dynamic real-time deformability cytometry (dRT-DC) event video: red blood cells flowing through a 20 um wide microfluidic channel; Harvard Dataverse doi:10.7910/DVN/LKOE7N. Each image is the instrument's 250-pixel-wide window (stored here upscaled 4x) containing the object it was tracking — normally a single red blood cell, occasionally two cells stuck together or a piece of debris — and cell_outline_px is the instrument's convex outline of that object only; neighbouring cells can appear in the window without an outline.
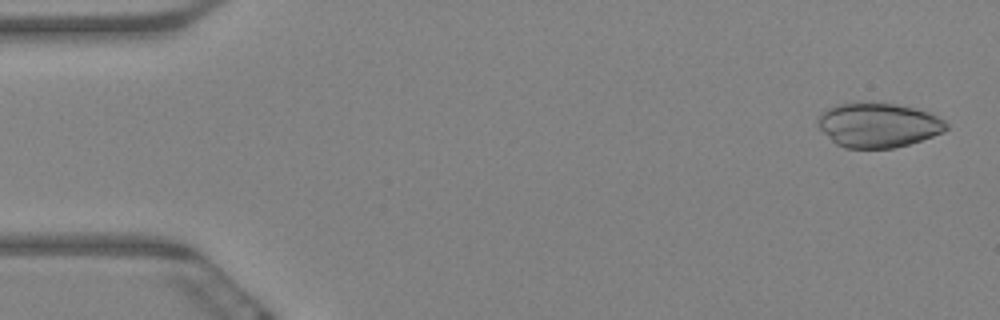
{"species": "Egyptian fruit bat (a non-hibernating species)", "species_latin": "Rousettus aegyptiacus", "temperature_condition": "warm", "stored_images_in_passage": 59, "camera_frame_rate_fps": 3000, "um_per_image_px": 0.085, "animal": {"sex": "female"}, "frame": {"image": 1, "passage_image": 2, "time_ms": 0.333, "image_size_px": [1000, 320], "cell_outline_px": [[948, 128], [944, 132], [908, 144], [892, 148], [844, 148], [836, 144], [816, 124], [820, 112], [836, 104], [896, 104], [916, 108], [932, 112], [944, 120], [948, 124]], "centroid_in_image_um": [74.67, 10.64], "position_along_channel_um": 10.3, "area_um2": 33.06}}
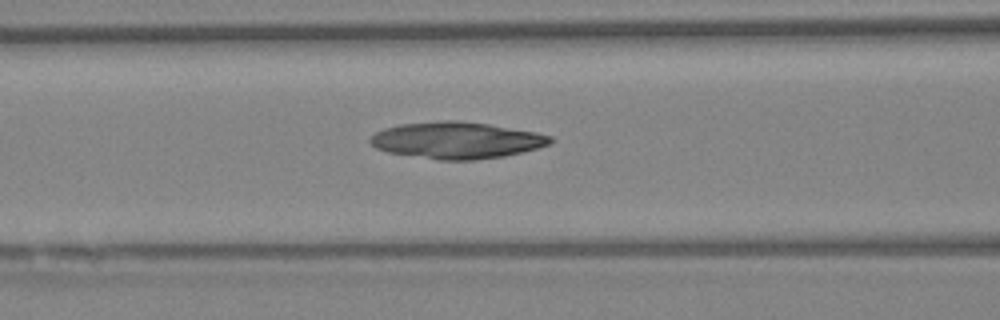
{"frame": {"image": 2, "passage_image": 24, "time_ms": 7.667, "image_size_px": [1000, 320], "cell_outline_px": [[552, 140], [548, 144], [536, 148], [504, 156], [472, 160], [440, 160], [388, 152], [376, 148], [368, 140], [376, 132], [384, 128], [400, 124], [440, 120], [460, 120], [488, 124], [536, 132], [552, 136]], "centroid_in_image_um": [38.78, 11.91], "position_along_channel_um": 127.8, "area_um2": 38.26}}
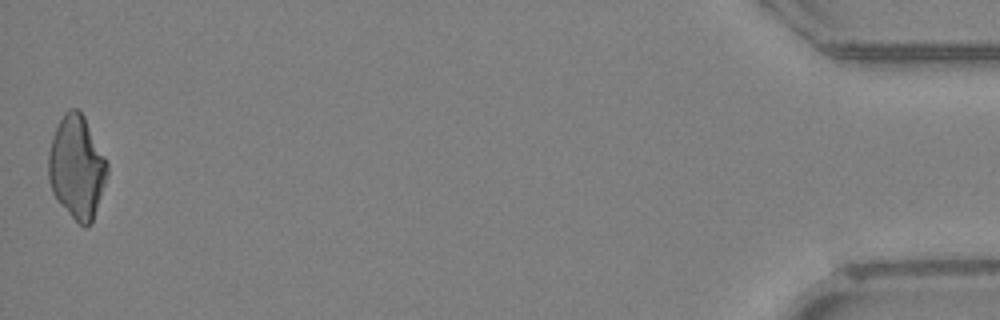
{"frame": {"image": 3, "passage_image": 59, "time_ms": 19.333, "image_size_px": [1000, 320], "cell_outline_px": [[108, 172], [92, 224], [88, 228], [84, 228], [56, 200], [52, 192], [48, 180], [48, 152], [52, 136], [64, 112], [68, 108], [76, 108], [84, 116], [108, 164]], "centroid_in_image_um": [6.51, 14.23], "position_along_channel_um": 428.7, "area_um2": 35.26}}